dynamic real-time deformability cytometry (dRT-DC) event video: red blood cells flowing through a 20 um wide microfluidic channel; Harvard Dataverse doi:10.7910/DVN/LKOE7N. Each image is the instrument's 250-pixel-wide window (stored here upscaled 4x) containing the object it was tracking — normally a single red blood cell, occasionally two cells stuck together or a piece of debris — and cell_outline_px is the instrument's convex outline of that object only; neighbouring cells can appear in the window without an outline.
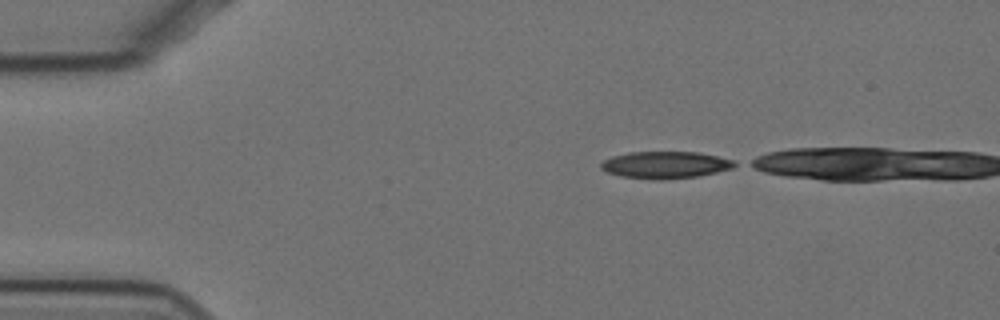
{"species": "Egyptian fruit bat (a non-hibernating species)", "species_latin": "Rousettus aegyptiacus", "temperature_condition": "cold", "stored_images_in_passage": 38, "camera_frame_rate_fps": 3000, "um_per_image_px": 0.085, "animal": {"sex": "female"}, "frame": {"image": 1, "passage_image": 1, "time_ms": 0.0, "image_size_px": [1000, 320], "cell_outline_px": [[740, 164], [732, 168], [700, 176], [660, 180], [656, 180], [620, 176], [608, 172], [600, 168], [600, 164], [604, 160], [612, 156], [628, 152], [700, 152], [736, 160]], "centroid_in_image_um": [56.6, 14.01], "position_along_channel_um": 28.4, "area_um2": 21.27}}
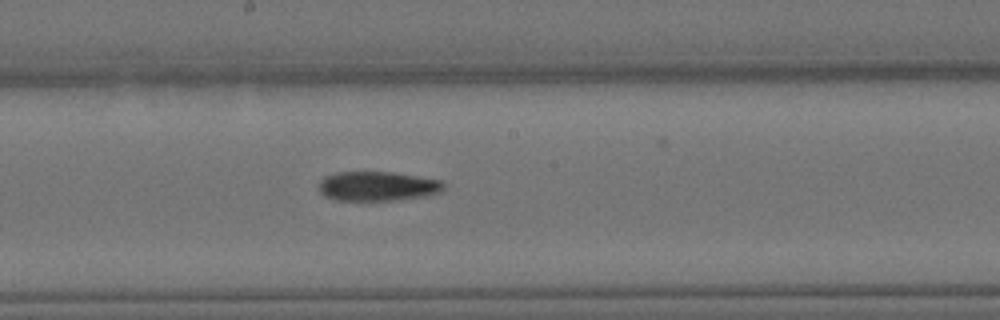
{"frame": {"image": 2, "passage_image": 22, "time_ms": 7.0, "image_size_px": [1000, 320], "cell_outline_px": [[444, 188], [440, 192], [428, 196], [396, 200], [336, 200], [324, 196], [320, 192], [320, 180], [324, 176], [336, 172], [392, 172], [440, 180], [444, 184]], "centroid_in_image_um": [32.08, 15.83], "position_along_channel_um": 216.1, "area_um2": 21.44}}
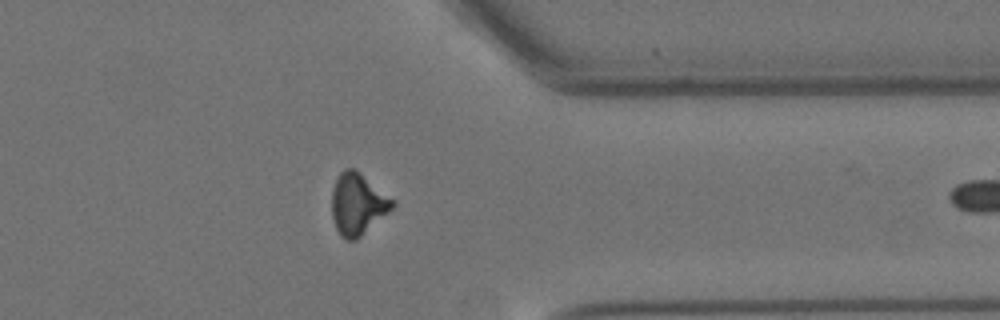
{"frame": {"image": 3, "passage_image": 37, "time_ms": 12.0, "image_size_px": [1000, 320], "cell_outline_px": [[396, 204], [388, 212], [356, 240], [348, 240], [340, 236], [336, 228], [332, 216], [332, 188], [336, 176], [344, 168], [356, 168], [396, 200]], "centroid_in_image_um": [30.4, 17.29], "position_along_channel_um": 381.0, "area_um2": 22.08}}